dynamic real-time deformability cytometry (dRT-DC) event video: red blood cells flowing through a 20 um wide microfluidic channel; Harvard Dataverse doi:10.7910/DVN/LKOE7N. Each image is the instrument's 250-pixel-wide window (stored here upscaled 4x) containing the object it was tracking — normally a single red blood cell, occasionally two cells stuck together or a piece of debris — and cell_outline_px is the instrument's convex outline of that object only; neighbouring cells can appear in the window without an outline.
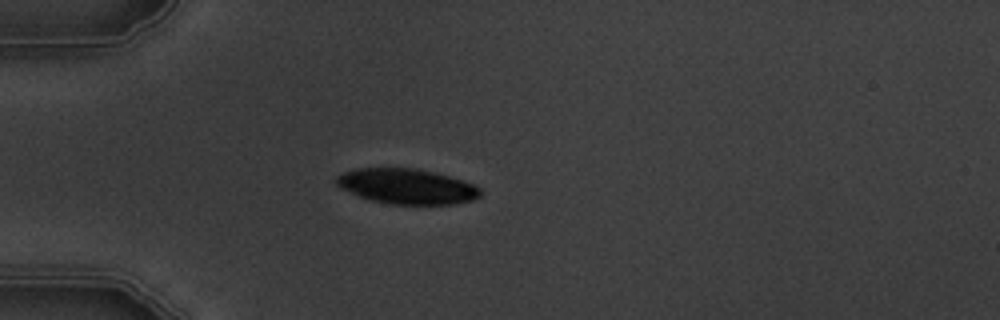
{"species": "common noctule bat (a hibernating species)", "species_latin": "Nyctalus noctula", "temperature_condition": "warm", "stored_images_in_passage": 4, "camera_frame_rate_fps": 3000, "um_per_image_px": 0.085, "animal": {"sex": "male", "body_mass_g": 19.5, "forearm_length_mm": 54.6}, "frame": {"image": 1, "passage_image": 4, "time_ms": 3.333, "image_size_px": [1000, 320], "cell_outline_px": [[480, 196], [472, 200], [452, 204], [392, 204], [368, 200], [340, 188], [336, 184], [336, 176], [344, 172], [356, 168], [416, 168], [448, 176], [472, 184], [480, 188]], "centroid_in_image_um": [34.53, 15.84], "position_along_channel_um": 50.5, "area_um2": 29.36}}